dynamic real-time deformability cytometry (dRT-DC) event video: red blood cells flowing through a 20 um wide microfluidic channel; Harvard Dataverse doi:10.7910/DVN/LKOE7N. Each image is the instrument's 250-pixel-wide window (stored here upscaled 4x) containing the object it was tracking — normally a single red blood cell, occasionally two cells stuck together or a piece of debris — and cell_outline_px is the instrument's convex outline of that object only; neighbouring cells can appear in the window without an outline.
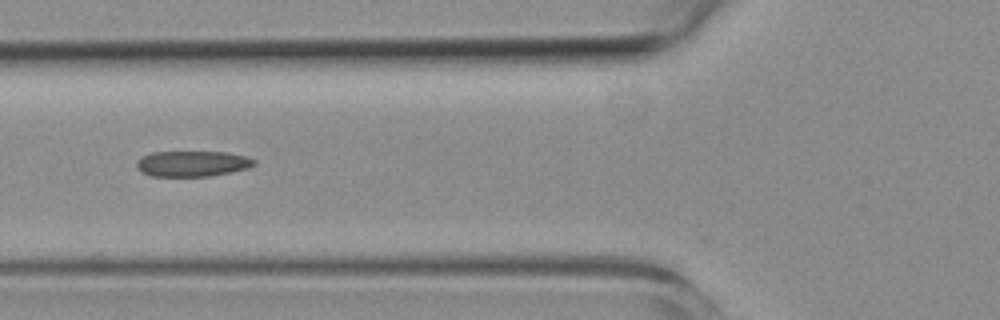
{"species": "common noctule bat (a hibernating species)", "species_latin": "Nyctalus noctula", "temperature_condition": "room temperature", "stored_images_in_passage": 5, "camera_frame_rate_fps": 3000, "um_per_image_px": 0.085, "animal": {"sex": "female", "body_mass_g": 19.3, "forearm_length_mm": 54.1}, "frame": {"image": 1, "passage_image": 4, "time_ms": 3.667, "image_size_px": [1000, 320], "cell_outline_px": [[256, 164], [248, 168], [232, 172], [212, 176], [152, 176], [140, 172], [136, 168], [136, 164], [144, 156], [152, 152], [224, 152], [244, 156], [256, 160]], "centroid_in_image_um": [16.36, 13.92], "position_along_channel_um": 109.4, "area_um2": 17.51}}
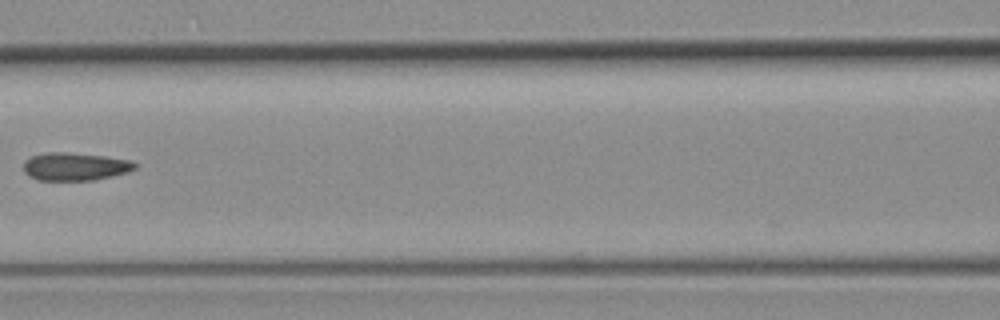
{"frame": {"image": 2, "passage_image": 5, "time_ms": 5.0, "image_size_px": [1000, 320], "cell_outline_px": [[136, 168], [128, 172], [96, 180], [36, 180], [28, 176], [24, 172], [24, 160], [32, 156], [48, 152], [64, 152], [104, 156], [132, 160], [136, 164]], "centroid_in_image_um": [6.37, 14.16], "position_along_channel_um": 160.2, "area_um2": 18.21}}